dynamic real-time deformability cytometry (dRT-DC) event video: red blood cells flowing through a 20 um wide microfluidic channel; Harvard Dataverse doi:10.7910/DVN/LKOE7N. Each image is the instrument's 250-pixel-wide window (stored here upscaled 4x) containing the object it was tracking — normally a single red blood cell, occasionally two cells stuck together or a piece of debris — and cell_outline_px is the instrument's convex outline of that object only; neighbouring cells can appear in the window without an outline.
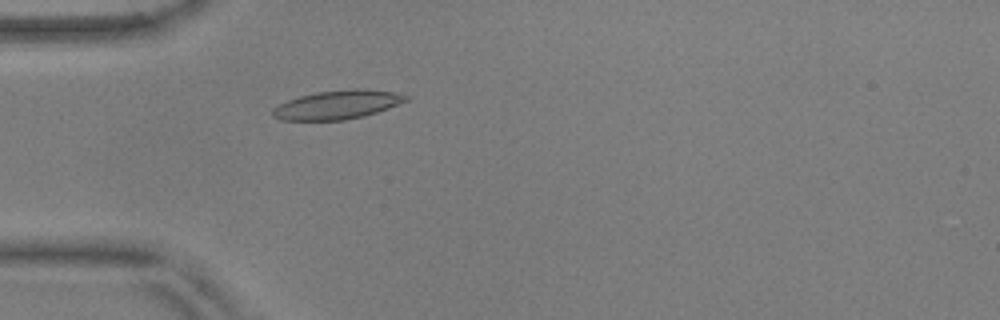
{"species": "common noctule bat (a hibernating species)", "species_latin": "Nyctalus noctula", "temperature_condition": "warm", "stored_images_in_passage": 48, "camera_frame_rate_fps": 3000, "um_per_image_px": 0.085, "animal": {"sex": "male", "body_mass_g": 17.9, "forearm_length_mm": 54.2}, "frame": {"image": 1, "passage_image": 9, "time_ms": 2.667, "image_size_px": [1000, 320], "cell_outline_px": [[412, 96], [408, 100], [388, 108], [364, 116], [344, 120], [280, 120], [272, 116], [272, 108], [288, 100], [300, 96], [316, 92], [356, 88], [364, 88], [392, 92]], "centroid_in_image_um": [28.69, 8.9], "position_along_channel_um": 56.3, "area_um2": 22.37}}
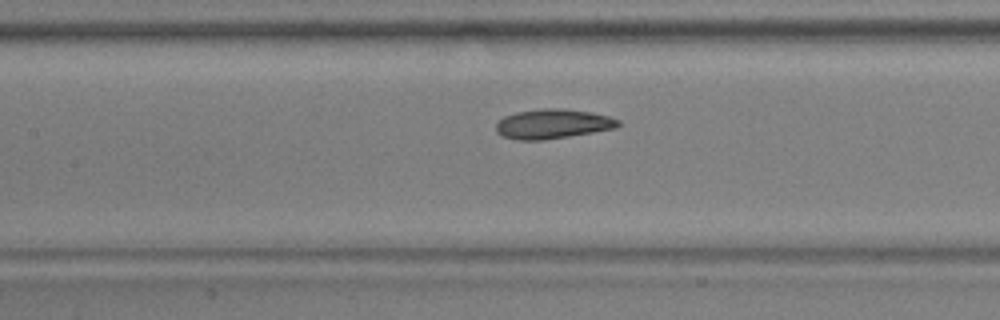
{"frame": {"image": 2, "passage_image": 18, "time_ms": 5.667, "image_size_px": [1000, 320], "cell_outline_px": [[620, 124], [616, 128], [544, 140], [516, 140], [504, 136], [496, 132], [496, 124], [504, 116], [516, 112], [540, 108], [564, 108], [592, 112], [608, 116], [620, 120]], "centroid_in_image_um": [46.98, 10.52], "position_along_channel_um": 160.4, "area_um2": 21.1}}
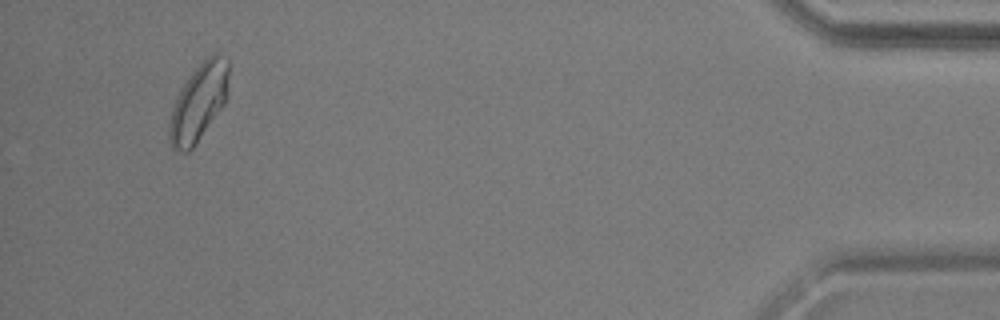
{"frame": {"image": 3, "passage_image": 45, "time_ms": 14.667, "image_size_px": [1000, 320], "cell_outline_px": [[228, 92], [224, 104], [192, 148], [188, 152], [180, 152], [172, 148], [168, 140], [168, 124], [172, 108], [176, 96], [192, 72], [208, 56], [216, 52], [228, 56]], "centroid_in_image_um": [16.88, 8.69], "position_along_channel_um": 418.3, "area_um2": 26.7}, "authors_computed_cell_mechanics": {"area_um2": 21.4727, "velocity_mm_per_s": 3.646, "shape_relaxation_time_tau1_ms": 7.8688, "shape_relaxation_time_tau2_ms": 2.5965, "deformation_change_tau1": 0.1609, "deformation_change_tau2": 0.069}}